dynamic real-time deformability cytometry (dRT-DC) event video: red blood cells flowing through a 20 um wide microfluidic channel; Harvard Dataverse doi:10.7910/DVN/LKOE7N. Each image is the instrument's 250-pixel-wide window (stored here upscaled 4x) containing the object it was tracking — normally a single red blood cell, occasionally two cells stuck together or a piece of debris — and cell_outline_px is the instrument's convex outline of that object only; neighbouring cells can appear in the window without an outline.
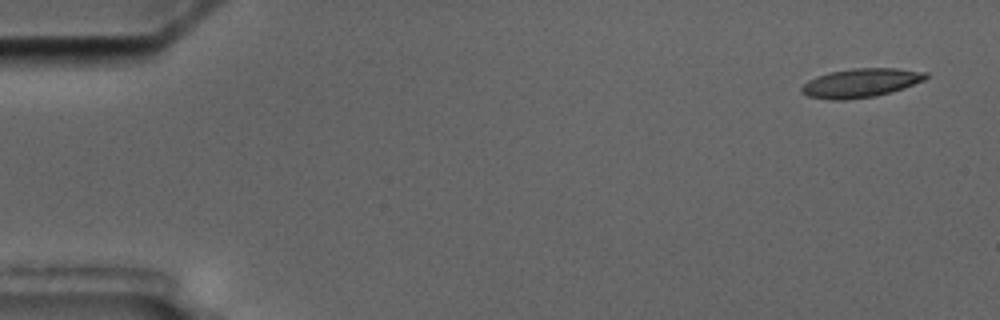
{"species": "common noctule bat (a hibernating species)", "species_latin": "Nyctalus noctula", "temperature_condition": "cold", "stored_images_in_passage": 4, "camera_frame_rate_fps": 3000, "um_per_image_px": 0.085, "animal": {"sex": "male", "body_mass_g": 17.5, "forearm_length_mm": 52.3}, "frame": {"image": 1, "passage_image": 1, "time_ms": 0.0, "image_size_px": [1000, 320], "cell_outline_px": [[928, 76], [924, 80], [904, 88], [892, 92], [876, 96], [844, 100], [832, 100], [808, 96], [800, 92], [800, 88], [808, 80], [816, 76], [828, 72], [852, 68], [896, 68], [928, 72]], "centroid_in_image_um": [73.15, 7.04], "position_along_channel_um": 11.8, "area_um2": 21.1}}